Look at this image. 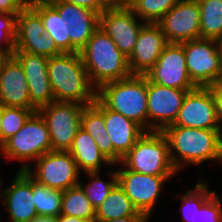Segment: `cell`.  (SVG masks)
<instances>
[{
	"label": "cell",
	"instance_id": "cell-1",
	"mask_svg": "<svg viewBox=\"0 0 222 222\" xmlns=\"http://www.w3.org/2000/svg\"><path fill=\"white\" fill-rule=\"evenodd\" d=\"M48 78L55 101L93 104L97 89L91 84L80 53H62L48 59Z\"/></svg>",
	"mask_w": 222,
	"mask_h": 222
},
{
	"label": "cell",
	"instance_id": "cell-2",
	"mask_svg": "<svg viewBox=\"0 0 222 222\" xmlns=\"http://www.w3.org/2000/svg\"><path fill=\"white\" fill-rule=\"evenodd\" d=\"M91 84L98 90L103 84L132 75L128 57L100 27L79 52Z\"/></svg>",
	"mask_w": 222,
	"mask_h": 222
},
{
	"label": "cell",
	"instance_id": "cell-3",
	"mask_svg": "<svg viewBox=\"0 0 222 222\" xmlns=\"http://www.w3.org/2000/svg\"><path fill=\"white\" fill-rule=\"evenodd\" d=\"M169 144L170 158L178 172L185 165L202 166L208 161L217 162L218 129H199L167 126L161 131Z\"/></svg>",
	"mask_w": 222,
	"mask_h": 222
},
{
	"label": "cell",
	"instance_id": "cell-4",
	"mask_svg": "<svg viewBox=\"0 0 222 222\" xmlns=\"http://www.w3.org/2000/svg\"><path fill=\"white\" fill-rule=\"evenodd\" d=\"M97 98L110 110L129 118L148 131L147 77L131 75L103 84Z\"/></svg>",
	"mask_w": 222,
	"mask_h": 222
},
{
	"label": "cell",
	"instance_id": "cell-5",
	"mask_svg": "<svg viewBox=\"0 0 222 222\" xmlns=\"http://www.w3.org/2000/svg\"><path fill=\"white\" fill-rule=\"evenodd\" d=\"M52 151L47 124L38 111L34 112L23 127L0 146V155L8 162L17 160L18 170L25 171L30 162ZM29 163V164H28Z\"/></svg>",
	"mask_w": 222,
	"mask_h": 222
},
{
	"label": "cell",
	"instance_id": "cell-6",
	"mask_svg": "<svg viewBox=\"0 0 222 222\" xmlns=\"http://www.w3.org/2000/svg\"><path fill=\"white\" fill-rule=\"evenodd\" d=\"M126 169L145 175L177 176L169 144L161 131H146L120 162Z\"/></svg>",
	"mask_w": 222,
	"mask_h": 222
},
{
	"label": "cell",
	"instance_id": "cell-7",
	"mask_svg": "<svg viewBox=\"0 0 222 222\" xmlns=\"http://www.w3.org/2000/svg\"><path fill=\"white\" fill-rule=\"evenodd\" d=\"M25 172L36 182L50 189L65 191L78 186L80 176L74 158L68 151H50L43 154ZM34 166V167H33Z\"/></svg>",
	"mask_w": 222,
	"mask_h": 222
},
{
	"label": "cell",
	"instance_id": "cell-8",
	"mask_svg": "<svg viewBox=\"0 0 222 222\" xmlns=\"http://www.w3.org/2000/svg\"><path fill=\"white\" fill-rule=\"evenodd\" d=\"M85 105L53 101L37 111L45 120L53 151H68L81 128Z\"/></svg>",
	"mask_w": 222,
	"mask_h": 222
},
{
	"label": "cell",
	"instance_id": "cell-9",
	"mask_svg": "<svg viewBox=\"0 0 222 222\" xmlns=\"http://www.w3.org/2000/svg\"><path fill=\"white\" fill-rule=\"evenodd\" d=\"M119 164L122 168H116L117 184L124 190L138 212L150 218L162 195L165 183L174 176L145 175L128 170L121 163L114 166L117 167Z\"/></svg>",
	"mask_w": 222,
	"mask_h": 222
},
{
	"label": "cell",
	"instance_id": "cell-10",
	"mask_svg": "<svg viewBox=\"0 0 222 222\" xmlns=\"http://www.w3.org/2000/svg\"><path fill=\"white\" fill-rule=\"evenodd\" d=\"M180 44L184 48L189 77L197 87H210L222 78V63L215 40L200 38Z\"/></svg>",
	"mask_w": 222,
	"mask_h": 222
},
{
	"label": "cell",
	"instance_id": "cell-11",
	"mask_svg": "<svg viewBox=\"0 0 222 222\" xmlns=\"http://www.w3.org/2000/svg\"><path fill=\"white\" fill-rule=\"evenodd\" d=\"M169 126L199 129H219L217 102L209 87H197L189 91L175 122Z\"/></svg>",
	"mask_w": 222,
	"mask_h": 222
},
{
	"label": "cell",
	"instance_id": "cell-12",
	"mask_svg": "<svg viewBox=\"0 0 222 222\" xmlns=\"http://www.w3.org/2000/svg\"><path fill=\"white\" fill-rule=\"evenodd\" d=\"M188 92L155 84L147 78L148 131H162L172 125Z\"/></svg>",
	"mask_w": 222,
	"mask_h": 222
},
{
	"label": "cell",
	"instance_id": "cell-13",
	"mask_svg": "<svg viewBox=\"0 0 222 222\" xmlns=\"http://www.w3.org/2000/svg\"><path fill=\"white\" fill-rule=\"evenodd\" d=\"M64 19L65 39H70V53H79L99 28V13L64 0H48Z\"/></svg>",
	"mask_w": 222,
	"mask_h": 222
},
{
	"label": "cell",
	"instance_id": "cell-14",
	"mask_svg": "<svg viewBox=\"0 0 222 222\" xmlns=\"http://www.w3.org/2000/svg\"><path fill=\"white\" fill-rule=\"evenodd\" d=\"M153 83L166 87L192 91L197 86L191 81L184 48L178 43H168L156 64L146 74Z\"/></svg>",
	"mask_w": 222,
	"mask_h": 222
},
{
	"label": "cell",
	"instance_id": "cell-15",
	"mask_svg": "<svg viewBox=\"0 0 222 222\" xmlns=\"http://www.w3.org/2000/svg\"><path fill=\"white\" fill-rule=\"evenodd\" d=\"M157 24L167 43L200 39V7L197 0H180Z\"/></svg>",
	"mask_w": 222,
	"mask_h": 222
},
{
	"label": "cell",
	"instance_id": "cell-16",
	"mask_svg": "<svg viewBox=\"0 0 222 222\" xmlns=\"http://www.w3.org/2000/svg\"><path fill=\"white\" fill-rule=\"evenodd\" d=\"M145 23L132 9L112 6L99 15V27L112 38L118 49L129 57Z\"/></svg>",
	"mask_w": 222,
	"mask_h": 222
},
{
	"label": "cell",
	"instance_id": "cell-17",
	"mask_svg": "<svg viewBox=\"0 0 222 222\" xmlns=\"http://www.w3.org/2000/svg\"><path fill=\"white\" fill-rule=\"evenodd\" d=\"M167 44L164 33L157 23H145L128 57L132 75H146L156 64Z\"/></svg>",
	"mask_w": 222,
	"mask_h": 222
},
{
	"label": "cell",
	"instance_id": "cell-18",
	"mask_svg": "<svg viewBox=\"0 0 222 222\" xmlns=\"http://www.w3.org/2000/svg\"><path fill=\"white\" fill-rule=\"evenodd\" d=\"M13 56L21 64L29 86L31 103L39 109L55 101L48 78V57L28 52H14Z\"/></svg>",
	"mask_w": 222,
	"mask_h": 222
},
{
	"label": "cell",
	"instance_id": "cell-19",
	"mask_svg": "<svg viewBox=\"0 0 222 222\" xmlns=\"http://www.w3.org/2000/svg\"><path fill=\"white\" fill-rule=\"evenodd\" d=\"M16 172L13 181L6 187L3 205L11 222H30L38 216L32 192V178L25 171Z\"/></svg>",
	"mask_w": 222,
	"mask_h": 222
},
{
	"label": "cell",
	"instance_id": "cell-20",
	"mask_svg": "<svg viewBox=\"0 0 222 222\" xmlns=\"http://www.w3.org/2000/svg\"><path fill=\"white\" fill-rule=\"evenodd\" d=\"M0 104L37 109L30 101L26 75L19 61L11 56L0 73Z\"/></svg>",
	"mask_w": 222,
	"mask_h": 222
},
{
	"label": "cell",
	"instance_id": "cell-21",
	"mask_svg": "<svg viewBox=\"0 0 222 222\" xmlns=\"http://www.w3.org/2000/svg\"><path fill=\"white\" fill-rule=\"evenodd\" d=\"M103 116L113 150L123 158L146 130L135 121L108 109L103 104Z\"/></svg>",
	"mask_w": 222,
	"mask_h": 222
},
{
	"label": "cell",
	"instance_id": "cell-22",
	"mask_svg": "<svg viewBox=\"0 0 222 222\" xmlns=\"http://www.w3.org/2000/svg\"><path fill=\"white\" fill-rule=\"evenodd\" d=\"M81 128L92 136L100 151L113 165L121 162L122 158L113 150L112 142L107 134L103 116V103L98 98L93 104L84 107Z\"/></svg>",
	"mask_w": 222,
	"mask_h": 222
},
{
	"label": "cell",
	"instance_id": "cell-23",
	"mask_svg": "<svg viewBox=\"0 0 222 222\" xmlns=\"http://www.w3.org/2000/svg\"><path fill=\"white\" fill-rule=\"evenodd\" d=\"M81 173L102 171V166H114L100 151L92 136L80 128L68 150ZM83 171V172H82Z\"/></svg>",
	"mask_w": 222,
	"mask_h": 222
},
{
	"label": "cell",
	"instance_id": "cell-24",
	"mask_svg": "<svg viewBox=\"0 0 222 222\" xmlns=\"http://www.w3.org/2000/svg\"><path fill=\"white\" fill-rule=\"evenodd\" d=\"M126 216H147L138 212L124 190L116 184L108 197L96 209L95 221H108Z\"/></svg>",
	"mask_w": 222,
	"mask_h": 222
},
{
	"label": "cell",
	"instance_id": "cell-25",
	"mask_svg": "<svg viewBox=\"0 0 222 222\" xmlns=\"http://www.w3.org/2000/svg\"><path fill=\"white\" fill-rule=\"evenodd\" d=\"M43 22L46 34L54 39L55 45L62 53H70V39H65L64 19L47 1L32 8Z\"/></svg>",
	"mask_w": 222,
	"mask_h": 222
},
{
	"label": "cell",
	"instance_id": "cell-26",
	"mask_svg": "<svg viewBox=\"0 0 222 222\" xmlns=\"http://www.w3.org/2000/svg\"><path fill=\"white\" fill-rule=\"evenodd\" d=\"M200 7V38L218 39L222 34V0H197Z\"/></svg>",
	"mask_w": 222,
	"mask_h": 222
},
{
	"label": "cell",
	"instance_id": "cell-27",
	"mask_svg": "<svg viewBox=\"0 0 222 222\" xmlns=\"http://www.w3.org/2000/svg\"><path fill=\"white\" fill-rule=\"evenodd\" d=\"M61 214L95 222L96 209L78 185L63 191Z\"/></svg>",
	"mask_w": 222,
	"mask_h": 222
},
{
	"label": "cell",
	"instance_id": "cell-28",
	"mask_svg": "<svg viewBox=\"0 0 222 222\" xmlns=\"http://www.w3.org/2000/svg\"><path fill=\"white\" fill-rule=\"evenodd\" d=\"M101 173V171L86 172L84 174L91 181H88L87 184H84L80 178L78 183V185L82 188L85 195L87 196V199L95 209H97L102 204V202L108 197L110 191L117 184V173L115 169H113V171L110 170L109 173H107L109 175L108 181H105V179L103 180V178H101Z\"/></svg>",
	"mask_w": 222,
	"mask_h": 222
},
{
	"label": "cell",
	"instance_id": "cell-29",
	"mask_svg": "<svg viewBox=\"0 0 222 222\" xmlns=\"http://www.w3.org/2000/svg\"><path fill=\"white\" fill-rule=\"evenodd\" d=\"M32 192L38 216L58 217L61 214L63 191L50 189L32 179Z\"/></svg>",
	"mask_w": 222,
	"mask_h": 222
},
{
	"label": "cell",
	"instance_id": "cell-30",
	"mask_svg": "<svg viewBox=\"0 0 222 222\" xmlns=\"http://www.w3.org/2000/svg\"><path fill=\"white\" fill-rule=\"evenodd\" d=\"M198 181L193 189L188 188L189 190L182 192L183 194L179 196L181 207L178 211L182 213L180 220L183 222H191L195 215V206H203L216 193L214 190H210L208 182L200 178Z\"/></svg>",
	"mask_w": 222,
	"mask_h": 222
},
{
	"label": "cell",
	"instance_id": "cell-31",
	"mask_svg": "<svg viewBox=\"0 0 222 222\" xmlns=\"http://www.w3.org/2000/svg\"><path fill=\"white\" fill-rule=\"evenodd\" d=\"M37 110L2 105L1 145L17 133Z\"/></svg>",
	"mask_w": 222,
	"mask_h": 222
},
{
	"label": "cell",
	"instance_id": "cell-32",
	"mask_svg": "<svg viewBox=\"0 0 222 222\" xmlns=\"http://www.w3.org/2000/svg\"><path fill=\"white\" fill-rule=\"evenodd\" d=\"M180 0H141L132 10L144 23H157Z\"/></svg>",
	"mask_w": 222,
	"mask_h": 222
},
{
	"label": "cell",
	"instance_id": "cell-33",
	"mask_svg": "<svg viewBox=\"0 0 222 222\" xmlns=\"http://www.w3.org/2000/svg\"><path fill=\"white\" fill-rule=\"evenodd\" d=\"M15 52H28L48 58L62 54L55 45L54 39L47 34L36 38H16Z\"/></svg>",
	"mask_w": 222,
	"mask_h": 222
},
{
	"label": "cell",
	"instance_id": "cell-34",
	"mask_svg": "<svg viewBox=\"0 0 222 222\" xmlns=\"http://www.w3.org/2000/svg\"><path fill=\"white\" fill-rule=\"evenodd\" d=\"M46 34L41 17L32 9L26 8L17 16L16 38H36Z\"/></svg>",
	"mask_w": 222,
	"mask_h": 222
},
{
	"label": "cell",
	"instance_id": "cell-35",
	"mask_svg": "<svg viewBox=\"0 0 222 222\" xmlns=\"http://www.w3.org/2000/svg\"><path fill=\"white\" fill-rule=\"evenodd\" d=\"M17 16L18 14L0 13V51L11 56L16 51Z\"/></svg>",
	"mask_w": 222,
	"mask_h": 222
},
{
	"label": "cell",
	"instance_id": "cell-36",
	"mask_svg": "<svg viewBox=\"0 0 222 222\" xmlns=\"http://www.w3.org/2000/svg\"><path fill=\"white\" fill-rule=\"evenodd\" d=\"M216 193L203 205L195 206L191 222H222V195Z\"/></svg>",
	"mask_w": 222,
	"mask_h": 222
},
{
	"label": "cell",
	"instance_id": "cell-37",
	"mask_svg": "<svg viewBox=\"0 0 222 222\" xmlns=\"http://www.w3.org/2000/svg\"><path fill=\"white\" fill-rule=\"evenodd\" d=\"M66 2L91 9L99 14L113 6V0H64Z\"/></svg>",
	"mask_w": 222,
	"mask_h": 222
},
{
	"label": "cell",
	"instance_id": "cell-38",
	"mask_svg": "<svg viewBox=\"0 0 222 222\" xmlns=\"http://www.w3.org/2000/svg\"><path fill=\"white\" fill-rule=\"evenodd\" d=\"M25 9L20 0H0V13L19 14Z\"/></svg>",
	"mask_w": 222,
	"mask_h": 222
},
{
	"label": "cell",
	"instance_id": "cell-39",
	"mask_svg": "<svg viewBox=\"0 0 222 222\" xmlns=\"http://www.w3.org/2000/svg\"><path fill=\"white\" fill-rule=\"evenodd\" d=\"M209 88L212 90L215 96L217 102L218 118L220 124L222 125V78L214 82Z\"/></svg>",
	"mask_w": 222,
	"mask_h": 222
},
{
	"label": "cell",
	"instance_id": "cell-40",
	"mask_svg": "<svg viewBox=\"0 0 222 222\" xmlns=\"http://www.w3.org/2000/svg\"><path fill=\"white\" fill-rule=\"evenodd\" d=\"M95 222H150V218L148 216H126L108 221H95Z\"/></svg>",
	"mask_w": 222,
	"mask_h": 222
},
{
	"label": "cell",
	"instance_id": "cell-41",
	"mask_svg": "<svg viewBox=\"0 0 222 222\" xmlns=\"http://www.w3.org/2000/svg\"><path fill=\"white\" fill-rule=\"evenodd\" d=\"M141 0H113V5L120 8L132 9Z\"/></svg>",
	"mask_w": 222,
	"mask_h": 222
},
{
	"label": "cell",
	"instance_id": "cell-42",
	"mask_svg": "<svg viewBox=\"0 0 222 222\" xmlns=\"http://www.w3.org/2000/svg\"><path fill=\"white\" fill-rule=\"evenodd\" d=\"M217 162L222 164V125L218 129L217 135Z\"/></svg>",
	"mask_w": 222,
	"mask_h": 222
},
{
	"label": "cell",
	"instance_id": "cell-43",
	"mask_svg": "<svg viewBox=\"0 0 222 222\" xmlns=\"http://www.w3.org/2000/svg\"><path fill=\"white\" fill-rule=\"evenodd\" d=\"M58 222H88L87 220H84L82 218L73 217V216H67L60 214L57 217Z\"/></svg>",
	"mask_w": 222,
	"mask_h": 222
},
{
	"label": "cell",
	"instance_id": "cell-44",
	"mask_svg": "<svg viewBox=\"0 0 222 222\" xmlns=\"http://www.w3.org/2000/svg\"><path fill=\"white\" fill-rule=\"evenodd\" d=\"M48 0H20V2L26 7V8H33L39 4L45 3Z\"/></svg>",
	"mask_w": 222,
	"mask_h": 222
},
{
	"label": "cell",
	"instance_id": "cell-45",
	"mask_svg": "<svg viewBox=\"0 0 222 222\" xmlns=\"http://www.w3.org/2000/svg\"><path fill=\"white\" fill-rule=\"evenodd\" d=\"M30 222H58V220L57 217L37 216L33 218Z\"/></svg>",
	"mask_w": 222,
	"mask_h": 222
},
{
	"label": "cell",
	"instance_id": "cell-46",
	"mask_svg": "<svg viewBox=\"0 0 222 222\" xmlns=\"http://www.w3.org/2000/svg\"><path fill=\"white\" fill-rule=\"evenodd\" d=\"M10 57L9 53L0 51V73L3 71L4 65Z\"/></svg>",
	"mask_w": 222,
	"mask_h": 222
},
{
	"label": "cell",
	"instance_id": "cell-47",
	"mask_svg": "<svg viewBox=\"0 0 222 222\" xmlns=\"http://www.w3.org/2000/svg\"><path fill=\"white\" fill-rule=\"evenodd\" d=\"M216 44H217V50H218V54L222 63V34L221 36L215 40Z\"/></svg>",
	"mask_w": 222,
	"mask_h": 222
},
{
	"label": "cell",
	"instance_id": "cell-48",
	"mask_svg": "<svg viewBox=\"0 0 222 222\" xmlns=\"http://www.w3.org/2000/svg\"><path fill=\"white\" fill-rule=\"evenodd\" d=\"M3 181H2V179H0V196L2 197H0L1 199L0 200H2V203H3V200H4V195H5V193H6V190H7V188H2V183Z\"/></svg>",
	"mask_w": 222,
	"mask_h": 222
},
{
	"label": "cell",
	"instance_id": "cell-49",
	"mask_svg": "<svg viewBox=\"0 0 222 222\" xmlns=\"http://www.w3.org/2000/svg\"><path fill=\"white\" fill-rule=\"evenodd\" d=\"M1 126H2V104H0V146H1Z\"/></svg>",
	"mask_w": 222,
	"mask_h": 222
}]
</instances>
